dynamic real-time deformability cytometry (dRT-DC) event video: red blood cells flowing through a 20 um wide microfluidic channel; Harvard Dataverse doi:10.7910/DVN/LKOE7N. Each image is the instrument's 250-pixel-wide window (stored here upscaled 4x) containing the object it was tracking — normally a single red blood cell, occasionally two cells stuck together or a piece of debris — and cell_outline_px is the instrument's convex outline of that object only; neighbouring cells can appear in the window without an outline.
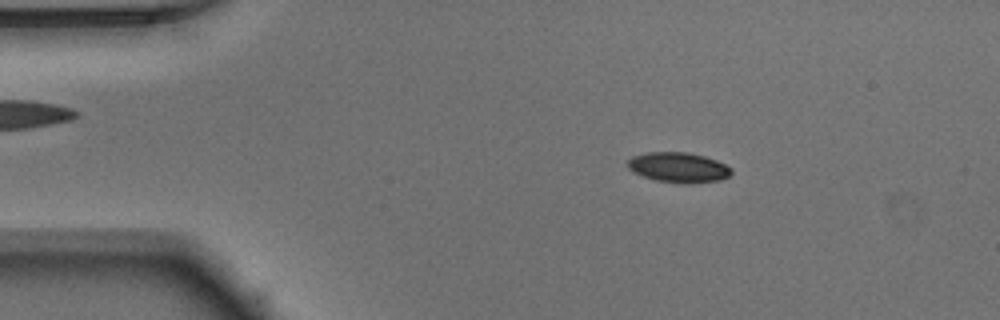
{"species": "Egyptian fruit bat (a non-hibernating species)", "species_latin": "Rousettus aegyptiacus", "temperature_condition": "warm", "stored_images_in_passage": 50, "camera_frame_rate_fps": 3000, "um_per_image_px": 0.085, "animal": {"sex": "male"}, "frame": {"image": 1, "passage_image": 8, "time_ms": 2.333, "image_size_px": [1000, 320], "cell_outline_px": [[732, 172], [728, 176], [720, 180], [688, 184], [680, 184], [656, 180], [632, 172], [628, 168], [628, 160], [632, 156], [648, 152], [688, 152], [704, 156], [716, 160], [732, 168]], "centroid_in_image_um": [57.67, 14.23], "position_along_channel_um": 27.3, "area_um2": 18.26}}
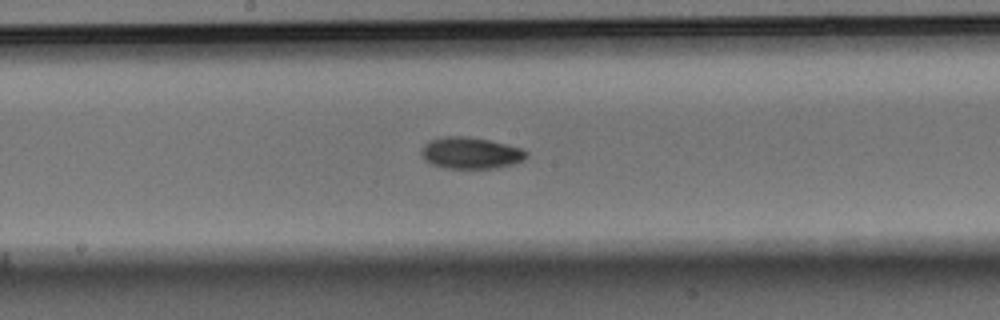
{"frame": {"image": 2, "passage_image": 26, "time_ms": 8.333, "image_size_px": [1000, 320], "cell_outline_px": [[528, 156], [524, 160], [512, 164], [496, 168], [444, 168], [432, 164], [424, 160], [420, 152], [420, 148], [424, 144], [432, 140], [444, 136], [464, 136], [488, 140], [520, 148], [528, 152]], "centroid_in_image_um": [39.98, 13.01], "position_along_channel_um": 208.2, "area_um2": 19.25}}
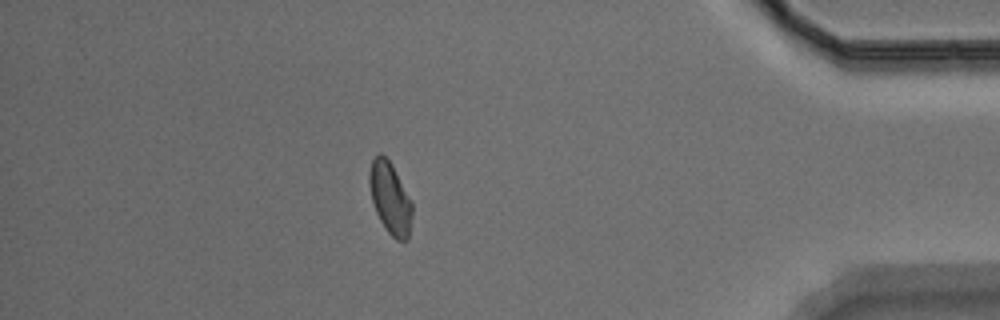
{"frame": {"image": 3, "passage_image": 44, "time_ms": 14.333, "image_size_px": [1000, 320], "cell_outline_px": [[412, 216], [408, 240], [396, 240], [388, 232], [380, 220], [376, 212], [372, 200], [368, 184], [368, 172], [372, 160], [380, 152], [392, 164], [412, 200]], "centroid_in_image_um": [33.16, 16.83], "position_along_channel_um": 402.0, "area_um2": 18.03}, "authors_computed_cell_mechanics": {"area_um2": 18.2648, "velocity_mm_per_s": 3.9386, "shape_relaxation_time_tau1_ms": 3.881, "shape_relaxation_time_tau2_ms": null, "deformation_change_tau1": 0.1067, "deformation_change_tau2": null}}